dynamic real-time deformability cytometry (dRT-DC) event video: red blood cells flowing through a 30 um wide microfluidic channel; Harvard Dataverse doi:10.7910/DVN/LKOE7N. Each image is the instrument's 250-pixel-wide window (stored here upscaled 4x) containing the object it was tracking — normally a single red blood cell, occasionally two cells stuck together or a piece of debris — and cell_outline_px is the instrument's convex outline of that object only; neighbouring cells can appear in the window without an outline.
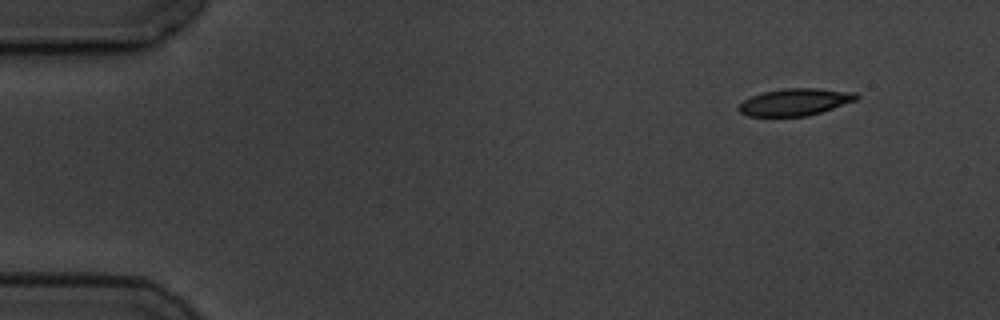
{"species": "common noctule bat (a hibernating species)", "species_latin": "Nyctalus noctula", "temperature_condition": "cold", "stored_images_in_passage": 4, "camera_frame_rate_fps": 3000, "um_per_image_px": 0.085, "animal": {"sex": "male", "body_mass_g": 19.5, "forearm_length_mm": 54.6}, "frame": {"image": 1, "passage_image": 1, "time_ms": 0.0, "image_size_px": [1000, 320], "cell_outline_px": [[860, 96], [856, 100], [808, 116], [748, 116], [740, 112], [736, 108], [744, 100], [752, 96], [764, 92], [784, 88], [816, 88], [856, 92]], "centroid_in_image_um": [67.58, 8.67], "position_along_channel_um": 17.4, "area_um2": 18.44}}
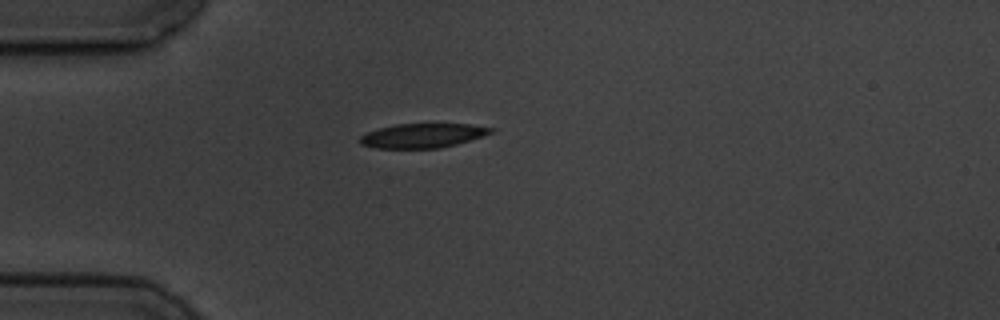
{"frame": {"image": 2, "passage_image": 4, "time_ms": 3.333, "image_size_px": [1000, 320], "cell_outline_px": [[496, 128], [492, 132], [456, 144], [440, 148], [376, 148], [360, 144], [360, 136], [368, 132], [380, 128], [396, 124], [468, 124]], "centroid_in_image_um": [35.9, 11.52], "position_along_channel_um": 49.1, "area_um2": 18.26}}